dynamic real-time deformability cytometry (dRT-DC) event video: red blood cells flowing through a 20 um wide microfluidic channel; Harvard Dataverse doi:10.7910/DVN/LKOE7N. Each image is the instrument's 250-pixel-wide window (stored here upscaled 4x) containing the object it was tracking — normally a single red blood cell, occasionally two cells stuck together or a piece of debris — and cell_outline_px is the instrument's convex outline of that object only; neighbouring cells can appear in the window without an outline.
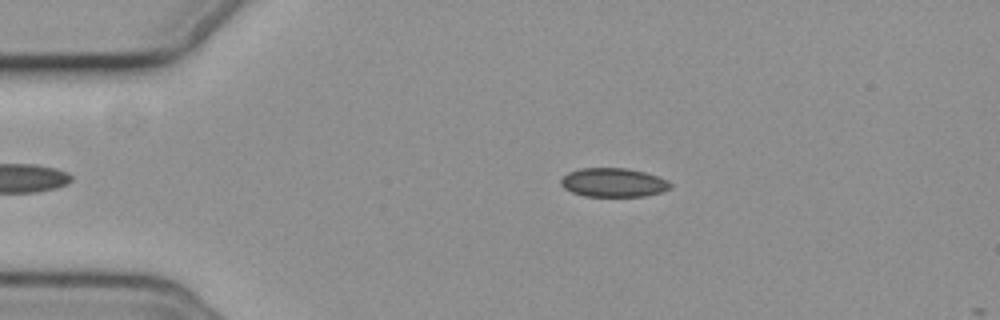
{"species": "common noctule bat (a hibernating species)", "species_latin": "Nyctalus noctula", "temperature_condition": "cold", "stored_images_in_passage": 8, "camera_frame_rate_fps": 3000, "um_per_image_px": 0.085, "animal": {"sex": "female", "body_mass_g": 19.3, "forearm_length_mm": 54.1}, "frame": {"image": 1, "passage_image": 5, "time_ms": 1.333, "image_size_px": [1000, 320], "cell_outline_px": [[672, 188], [660, 192], [644, 196], [584, 196], [572, 192], [564, 188], [560, 184], [560, 180], [568, 172], [580, 168], [628, 168], [644, 172], [668, 180], [672, 184]], "centroid_in_image_um": [52.13, 15.51], "position_along_channel_um": 32.9, "area_um2": 18.44}}